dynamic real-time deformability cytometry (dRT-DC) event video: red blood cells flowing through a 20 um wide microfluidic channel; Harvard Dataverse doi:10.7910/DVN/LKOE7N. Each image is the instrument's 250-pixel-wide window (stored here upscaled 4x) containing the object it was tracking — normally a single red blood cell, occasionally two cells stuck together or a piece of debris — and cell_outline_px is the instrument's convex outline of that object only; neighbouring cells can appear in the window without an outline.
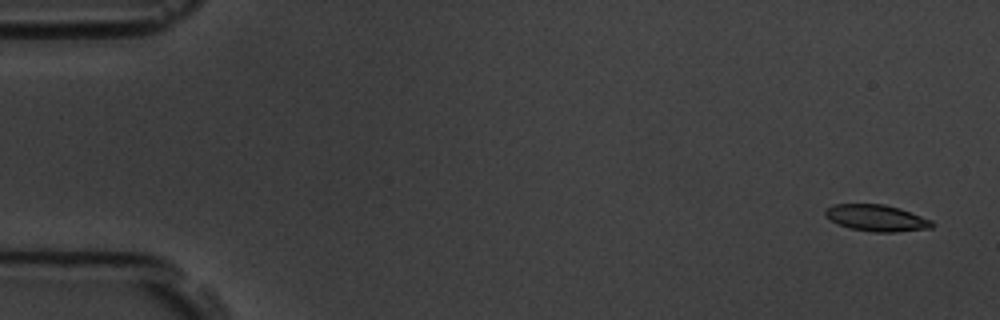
{"species": "common noctule bat (a hibernating species)", "species_latin": "Nyctalus noctula", "temperature_condition": "room temperature", "stored_images_in_passage": 4, "camera_frame_rate_fps": 3000, "um_per_image_px": 0.085, "animal": {"sex": "male", "body_mass_g": 19.5, "forearm_length_mm": 54.6}, "frame": {"image": 1, "passage_image": 1, "time_ms": 0.0, "image_size_px": [1000, 320], "cell_outline_px": [[936, 224], [932, 228], [896, 232], [872, 232], [848, 228], [824, 216], [824, 212], [828, 208], [836, 204], [884, 204], [900, 208], [932, 220]], "centroid_in_image_um": [74.55, 18.53], "position_along_channel_um": 10.4, "area_um2": 16.53}}
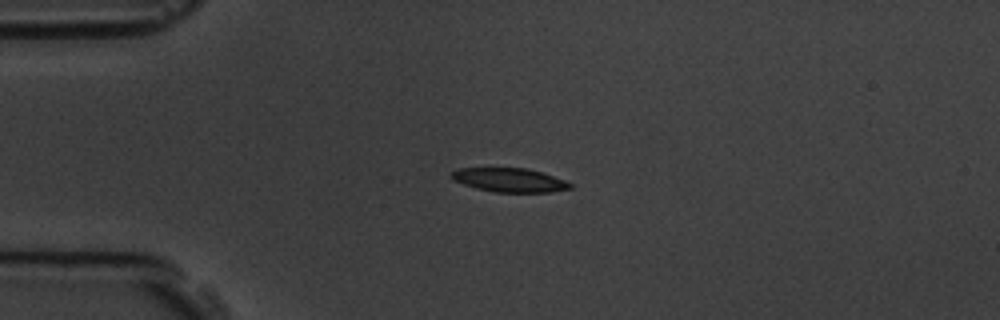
{"frame": {"image": 2, "passage_image": 4, "time_ms": 3.667, "image_size_px": [1000, 320], "cell_outline_px": [[572, 188], [548, 192], [496, 192], [476, 188], [452, 180], [448, 176], [448, 172], [456, 168], [528, 168], [564, 180], [572, 184]], "centroid_in_image_um": [43.22, 15.29], "position_along_channel_um": 41.8, "area_um2": 16.59}}